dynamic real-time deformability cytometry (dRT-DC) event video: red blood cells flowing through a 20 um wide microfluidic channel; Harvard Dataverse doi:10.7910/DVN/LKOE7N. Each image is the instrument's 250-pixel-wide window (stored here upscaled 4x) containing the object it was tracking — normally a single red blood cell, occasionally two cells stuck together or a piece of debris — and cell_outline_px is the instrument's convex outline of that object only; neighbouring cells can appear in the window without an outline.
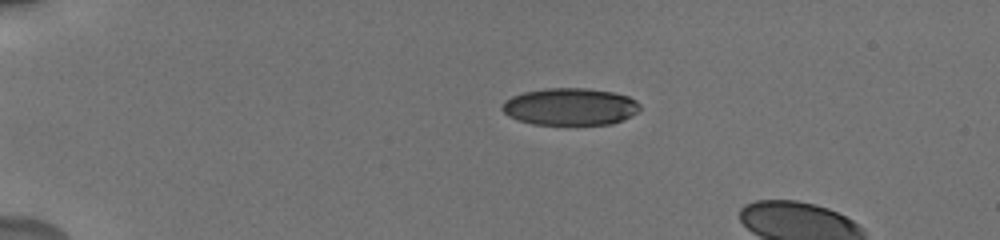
{"species": "human", "species_latin": "Homo sapiens", "temperature_condition": "cold", "stored_images_in_passage": 13, "camera_frame_rate_fps": 3000, "um_per_image_px": 0.085, "donor": {"sex": "male"}, "frame": {"image": 1, "passage_image": 8, "time_ms": 3.667, "image_size_px": [1000, 240], "cell_outline_px": [[640, 108], [632, 116], [612, 124], [532, 124], [516, 120], [508, 116], [500, 108], [500, 104], [504, 100], [512, 96], [524, 92], [544, 88], [588, 88], [612, 92], [628, 96], [636, 100], [640, 104]], "centroid_in_image_um": [48.43, 9.06], "position_along_channel_um": 36.6, "area_um2": 30.06}}